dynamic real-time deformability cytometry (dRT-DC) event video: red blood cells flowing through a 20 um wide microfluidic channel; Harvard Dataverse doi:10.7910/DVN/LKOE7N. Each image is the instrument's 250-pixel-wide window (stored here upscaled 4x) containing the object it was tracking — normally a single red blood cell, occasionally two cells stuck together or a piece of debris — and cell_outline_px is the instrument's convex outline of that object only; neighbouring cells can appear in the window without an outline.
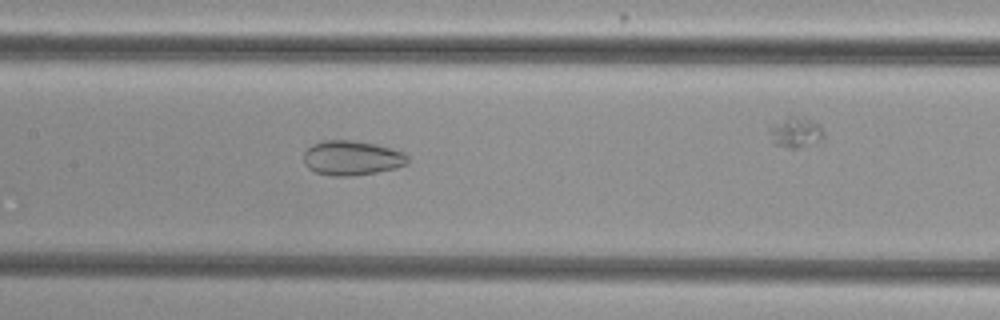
{"species": "common noctule bat (a hibernating species)", "species_latin": "Nyctalus noctula", "temperature_condition": "cold", "stored_images_in_passage": 38, "camera_frame_rate_fps": 3000, "um_per_image_px": 0.085, "animal": {"sex": "female", "body_mass_g": 29.2, "forearm_length_mm": 56.3}, "frame": {"image": 1, "passage_image": 26, "time_ms": 8.333, "image_size_px": [1000, 320], "cell_outline_px": [[408, 164], [396, 168], [376, 172], [352, 176], [332, 176], [316, 172], [308, 168], [304, 164], [304, 152], [312, 144], [324, 140], [352, 140], [376, 144], [392, 148], [404, 152], [408, 156]], "centroid_in_image_um": [29.92, 13.42], "position_along_channel_um": 177.5, "area_um2": 21.15}}
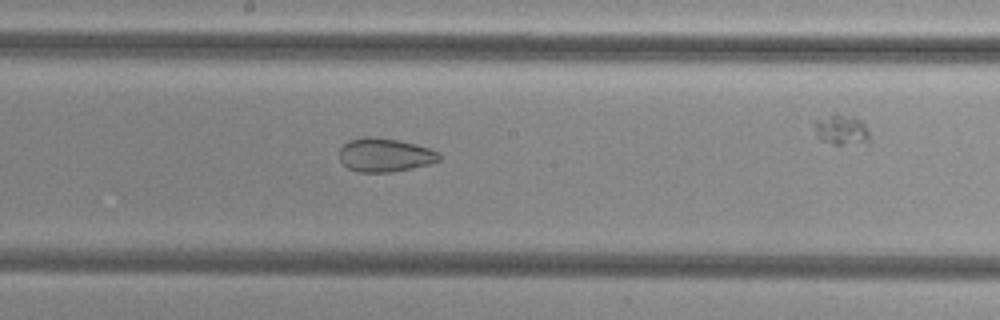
{"frame": {"image": 2, "passage_image": 29, "time_ms": 9.333, "image_size_px": [1000, 320], "cell_outline_px": [[440, 160], [428, 164], [412, 168], [392, 172], [356, 172], [348, 168], [340, 160], [340, 148], [348, 140], [364, 136], [376, 136], [400, 140], [416, 144], [440, 152]], "centroid_in_image_um": [32.7, 13.16], "position_along_channel_um": 215.5, "area_um2": 19.77}}